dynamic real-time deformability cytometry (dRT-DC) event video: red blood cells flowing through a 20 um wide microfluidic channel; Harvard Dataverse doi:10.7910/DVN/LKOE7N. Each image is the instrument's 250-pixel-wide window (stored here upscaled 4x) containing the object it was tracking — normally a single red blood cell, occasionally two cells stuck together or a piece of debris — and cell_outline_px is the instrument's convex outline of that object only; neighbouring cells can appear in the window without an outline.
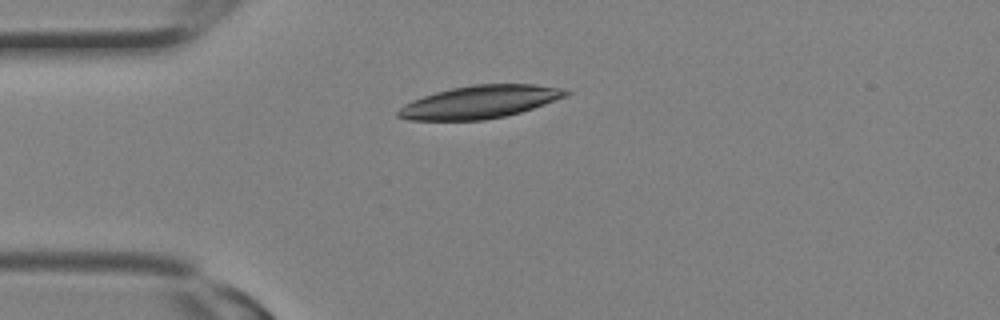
{"species": "Egyptian fruit bat (a non-hibernating species)", "species_latin": "Rousettus aegyptiacus", "temperature_condition": "room temperature", "stored_images_in_passage": 1, "camera_frame_rate_fps": 3000, "um_per_image_px": 0.085, "animal": {"sex": "female"}, "frame": {"image": 1, "passage_image": 1, "time_ms": 0.0, "image_size_px": [1000, 320], "cell_outline_px": [[572, 92], [568, 96], [520, 112], [504, 116], [484, 120], [408, 120], [396, 116], [396, 112], [404, 104], [412, 100], [436, 92], [452, 88], [472, 84], [532, 84], [560, 88]], "centroid_in_image_um": [40.77, 8.66], "position_along_channel_um": 44.2, "area_um2": 31.91}}